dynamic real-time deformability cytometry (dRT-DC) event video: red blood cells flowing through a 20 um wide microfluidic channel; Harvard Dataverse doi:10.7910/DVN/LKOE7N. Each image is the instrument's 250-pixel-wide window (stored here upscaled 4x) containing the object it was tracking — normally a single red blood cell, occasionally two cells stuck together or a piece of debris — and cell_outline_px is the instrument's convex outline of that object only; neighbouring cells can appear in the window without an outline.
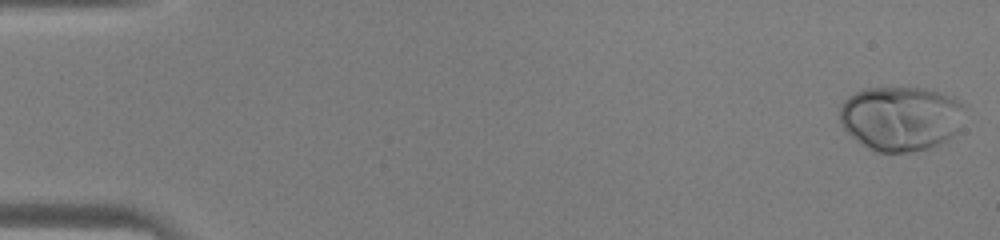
{"species": "human", "species_latin": "Homo sapiens", "temperature_condition": "warm", "stored_images_in_passage": 45, "camera_frame_rate_fps": 3000, "um_per_image_px": 0.085, "donor": {"sex": "male"}, "frame": {"image": 1, "passage_image": 1, "time_ms": 0.0, "image_size_px": [1000, 240], "cell_outline_px": [[964, 104], [956, 128], [952, 136], [928, 148], [912, 152], [876, 152], [860, 144], [840, 124], [840, 108], [844, 100], [848, 96], [864, 88], [924, 88], [940, 92], [952, 96]], "centroid_in_image_um": [76.5, 10.05], "position_along_channel_um": 8.5, "area_um2": 46.64}}
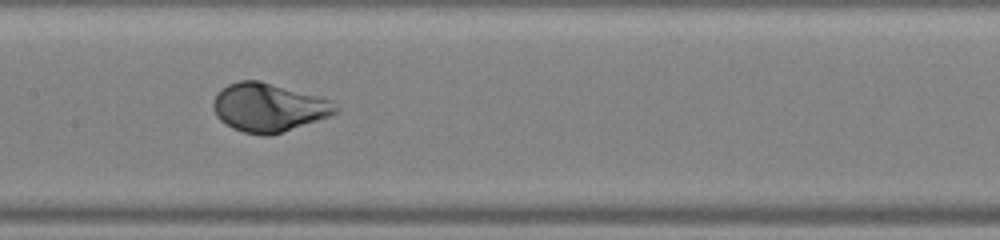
{"frame": {"image": 2, "passage_image": 23, "time_ms": 7.333, "image_size_px": [1000, 240], "cell_outline_px": [[340, 108], [336, 112], [328, 116], [272, 136], [264, 136], [244, 132], [232, 128], [220, 120], [216, 116], [212, 108], [212, 100], [216, 92], [228, 84], [240, 80], [260, 80], [332, 100]], "centroid_in_image_um": [22.79, 9.13], "position_along_channel_um": 184.6, "area_um2": 34.74}}
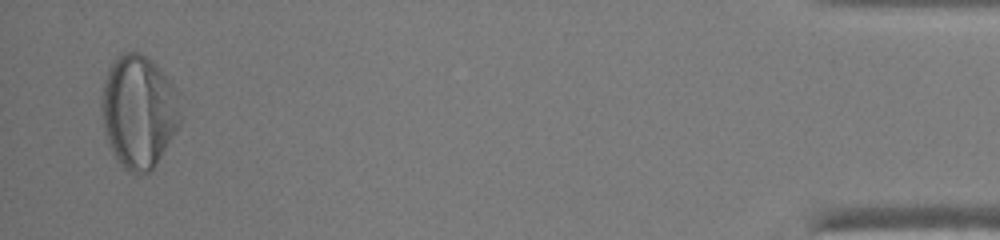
{"frame": {"image": 3, "passage_image": 44, "time_ms": 14.333, "image_size_px": [1000, 240], "cell_outline_px": [[184, 120], [156, 164], [144, 176], [136, 176], [128, 172], [112, 152], [104, 128], [100, 108], [100, 100], [104, 80], [108, 68], [112, 60], [116, 56], [124, 52], [140, 52], [152, 60], [156, 64], [172, 84], [176, 92], [184, 116]], "centroid_in_image_um": [11.8, 9.48], "position_along_channel_um": 423.4, "area_um2": 52.77}}